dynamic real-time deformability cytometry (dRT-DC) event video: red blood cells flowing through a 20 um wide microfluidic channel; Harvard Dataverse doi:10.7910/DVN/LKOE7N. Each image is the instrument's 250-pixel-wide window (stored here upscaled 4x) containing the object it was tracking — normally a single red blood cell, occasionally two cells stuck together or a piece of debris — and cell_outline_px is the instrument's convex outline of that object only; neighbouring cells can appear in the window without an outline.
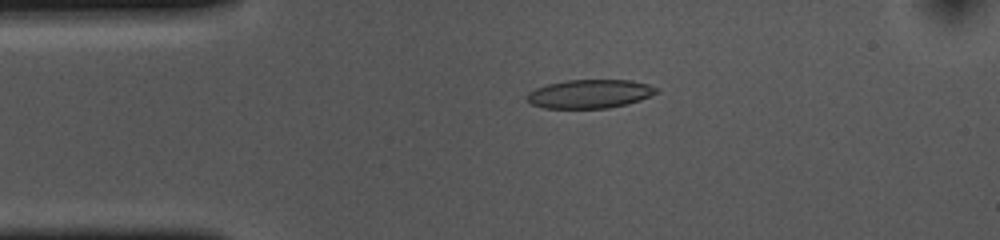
{"species": "common noctule bat (a hibernating species)", "species_latin": "Nyctalus noctula", "temperature_condition": "cold", "stored_images_in_passage": 53, "camera_frame_rate_fps": 3000, "um_per_image_px": 0.085, "animal": {"sex": "female", "body_mass_g": 10.0, "forearm_length_mm": 53.1}, "frame": {"image": 1, "passage_image": 10, "time_ms": 3.0, "image_size_px": [1000, 240], "cell_outline_px": [[660, 88], [656, 92], [640, 100], [628, 104], [608, 108], [544, 108], [532, 104], [528, 100], [528, 92], [536, 88], [548, 84], [568, 80], [632, 80], [648, 84]], "centroid_in_image_um": [50.15, 7.98], "position_along_channel_um": 34.8, "area_um2": 21.5}}
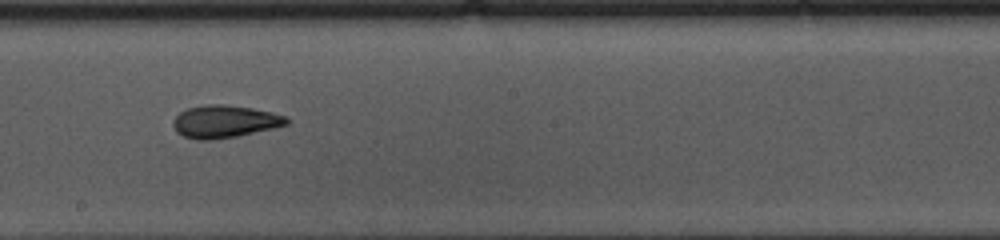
{"frame": {"image": 2, "passage_image": 28, "time_ms": 9.0, "image_size_px": [1000, 240], "cell_outline_px": [[288, 124], [272, 128], [236, 136], [212, 140], [200, 140], [184, 136], [176, 132], [172, 124], [172, 120], [180, 112], [188, 108], [208, 104], [224, 104], [252, 108], [272, 112], [288, 116]], "centroid_in_image_um": [19.08, 10.32], "position_along_channel_um": 229.1, "area_um2": 21.44}}
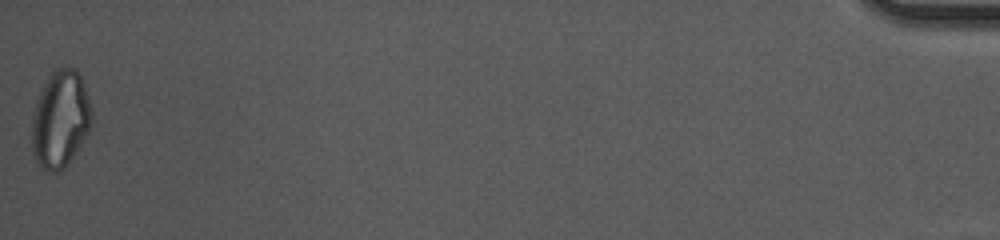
{"frame": {"image": 3, "passage_image": 53, "time_ms": 17.333, "image_size_px": [1000, 240], "cell_outline_px": [[92, 120], [88, 132], [64, 168], [60, 172], [48, 172], [36, 164], [32, 148], [32, 116], [36, 100], [48, 76], [56, 68], [76, 68], [80, 76], [88, 96], [92, 112]], "centroid_in_image_um": [5.11, 10.14], "position_along_channel_um": 430.1, "area_um2": 33.76}, "authors_computed_cell_mechanics": {"area_um2": 21.7906, "velocity_mm_per_s": 3.6562, "shape_relaxation_time_tau1_ms": null, "shape_relaxation_time_tau2_ms": 3.2242, "deformation_change_tau1": null, "deformation_change_tau2": 0.0903}}